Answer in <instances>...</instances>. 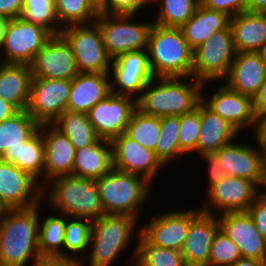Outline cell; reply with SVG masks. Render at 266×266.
I'll list each match as a JSON object with an SVG mask.
<instances>
[{
	"mask_svg": "<svg viewBox=\"0 0 266 266\" xmlns=\"http://www.w3.org/2000/svg\"><path fill=\"white\" fill-rule=\"evenodd\" d=\"M38 206L5 209L0 221V266H27L30 259L41 256Z\"/></svg>",
	"mask_w": 266,
	"mask_h": 266,
	"instance_id": "1",
	"label": "cell"
},
{
	"mask_svg": "<svg viewBox=\"0 0 266 266\" xmlns=\"http://www.w3.org/2000/svg\"><path fill=\"white\" fill-rule=\"evenodd\" d=\"M183 79L184 77L151 79L145 86L144 93L135 97L137 108L144 114L155 117L181 116L194 111L201 102L205 82L194 79V83L186 84ZM156 80L159 84L154 86L153 82Z\"/></svg>",
	"mask_w": 266,
	"mask_h": 266,
	"instance_id": "2",
	"label": "cell"
},
{
	"mask_svg": "<svg viewBox=\"0 0 266 266\" xmlns=\"http://www.w3.org/2000/svg\"><path fill=\"white\" fill-rule=\"evenodd\" d=\"M148 57L151 72L157 77L191 79L193 52L180 28L153 23L148 35Z\"/></svg>",
	"mask_w": 266,
	"mask_h": 266,
	"instance_id": "3",
	"label": "cell"
},
{
	"mask_svg": "<svg viewBox=\"0 0 266 266\" xmlns=\"http://www.w3.org/2000/svg\"><path fill=\"white\" fill-rule=\"evenodd\" d=\"M51 190L45 199L59 214L70 218L78 217L91 221L104 215L98 188L94 179L75 175L59 176L51 179Z\"/></svg>",
	"mask_w": 266,
	"mask_h": 266,
	"instance_id": "4",
	"label": "cell"
},
{
	"mask_svg": "<svg viewBox=\"0 0 266 266\" xmlns=\"http://www.w3.org/2000/svg\"><path fill=\"white\" fill-rule=\"evenodd\" d=\"M95 182L104 214L128 215L136 218L139 206L147 200L151 185V182L143 176L115 168Z\"/></svg>",
	"mask_w": 266,
	"mask_h": 266,
	"instance_id": "5",
	"label": "cell"
},
{
	"mask_svg": "<svg viewBox=\"0 0 266 266\" xmlns=\"http://www.w3.org/2000/svg\"><path fill=\"white\" fill-rule=\"evenodd\" d=\"M136 221L134 216L117 214H104L92 221L90 266H110L129 244Z\"/></svg>",
	"mask_w": 266,
	"mask_h": 266,
	"instance_id": "6",
	"label": "cell"
},
{
	"mask_svg": "<svg viewBox=\"0 0 266 266\" xmlns=\"http://www.w3.org/2000/svg\"><path fill=\"white\" fill-rule=\"evenodd\" d=\"M61 35L72 49L79 73H110L113 59L107 53L95 21L63 27Z\"/></svg>",
	"mask_w": 266,
	"mask_h": 266,
	"instance_id": "7",
	"label": "cell"
},
{
	"mask_svg": "<svg viewBox=\"0 0 266 266\" xmlns=\"http://www.w3.org/2000/svg\"><path fill=\"white\" fill-rule=\"evenodd\" d=\"M236 50L230 26L213 33L193 52L192 77L201 82L225 79Z\"/></svg>",
	"mask_w": 266,
	"mask_h": 266,
	"instance_id": "8",
	"label": "cell"
},
{
	"mask_svg": "<svg viewBox=\"0 0 266 266\" xmlns=\"http://www.w3.org/2000/svg\"><path fill=\"white\" fill-rule=\"evenodd\" d=\"M131 18L133 19L132 15L99 12L95 20L107 53L112 59L123 53L148 48V35L153 22L136 24L131 22Z\"/></svg>",
	"mask_w": 266,
	"mask_h": 266,
	"instance_id": "9",
	"label": "cell"
},
{
	"mask_svg": "<svg viewBox=\"0 0 266 266\" xmlns=\"http://www.w3.org/2000/svg\"><path fill=\"white\" fill-rule=\"evenodd\" d=\"M53 35L43 27L24 21L21 17L7 20L0 50L7 64L31 65L36 54Z\"/></svg>",
	"mask_w": 266,
	"mask_h": 266,
	"instance_id": "10",
	"label": "cell"
},
{
	"mask_svg": "<svg viewBox=\"0 0 266 266\" xmlns=\"http://www.w3.org/2000/svg\"><path fill=\"white\" fill-rule=\"evenodd\" d=\"M71 80L32 77L26 111L39 124H52L66 110Z\"/></svg>",
	"mask_w": 266,
	"mask_h": 266,
	"instance_id": "11",
	"label": "cell"
},
{
	"mask_svg": "<svg viewBox=\"0 0 266 266\" xmlns=\"http://www.w3.org/2000/svg\"><path fill=\"white\" fill-rule=\"evenodd\" d=\"M39 182L13 163L0 159V203L6 209L29 208L40 204L48 189Z\"/></svg>",
	"mask_w": 266,
	"mask_h": 266,
	"instance_id": "12",
	"label": "cell"
},
{
	"mask_svg": "<svg viewBox=\"0 0 266 266\" xmlns=\"http://www.w3.org/2000/svg\"><path fill=\"white\" fill-rule=\"evenodd\" d=\"M134 97L111 93L88 111L89 121L99 138L111 141L125 133L137 108V99Z\"/></svg>",
	"mask_w": 266,
	"mask_h": 266,
	"instance_id": "13",
	"label": "cell"
},
{
	"mask_svg": "<svg viewBox=\"0 0 266 266\" xmlns=\"http://www.w3.org/2000/svg\"><path fill=\"white\" fill-rule=\"evenodd\" d=\"M111 65V93L116 95L143 93L147 83L155 78L150 69L147 49L123 53L114 58ZM114 84L118 88H114Z\"/></svg>",
	"mask_w": 266,
	"mask_h": 266,
	"instance_id": "14",
	"label": "cell"
},
{
	"mask_svg": "<svg viewBox=\"0 0 266 266\" xmlns=\"http://www.w3.org/2000/svg\"><path fill=\"white\" fill-rule=\"evenodd\" d=\"M230 142L213 154L219 159L221 170L227 176L252 181L258 188L263 183L266 166V150Z\"/></svg>",
	"mask_w": 266,
	"mask_h": 266,
	"instance_id": "15",
	"label": "cell"
},
{
	"mask_svg": "<svg viewBox=\"0 0 266 266\" xmlns=\"http://www.w3.org/2000/svg\"><path fill=\"white\" fill-rule=\"evenodd\" d=\"M113 168L137 174L149 182L156 178L160 167L165 166L154 151L142 146L125 133L111 140Z\"/></svg>",
	"mask_w": 266,
	"mask_h": 266,
	"instance_id": "16",
	"label": "cell"
},
{
	"mask_svg": "<svg viewBox=\"0 0 266 266\" xmlns=\"http://www.w3.org/2000/svg\"><path fill=\"white\" fill-rule=\"evenodd\" d=\"M30 67L33 77L43 79L72 80L79 73L72 49L61 34L48 40Z\"/></svg>",
	"mask_w": 266,
	"mask_h": 266,
	"instance_id": "17",
	"label": "cell"
},
{
	"mask_svg": "<svg viewBox=\"0 0 266 266\" xmlns=\"http://www.w3.org/2000/svg\"><path fill=\"white\" fill-rule=\"evenodd\" d=\"M259 191V188L252 181L234 176H226L219 183L208 189L209 203L204 204L201 210L215 214V211L211 208L214 206L219 209L218 212L220 214L246 212L254 202Z\"/></svg>",
	"mask_w": 266,
	"mask_h": 266,
	"instance_id": "18",
	"label": "cell"
},
{
	"mask_svg": "<svg viewBox=\"0 0 266 266\" xmlns=\"http://www.w3.org/2000/svg\"><path fill=\"white\" fill-rule=\"evenodd\" d=\"M199 210L171 211L141 227L139 235L150 245L180 251L188 234L190 220Z\"/></svg>",
	"mask_w": 266,
	"mask_h": 266,
	"instance_id": "19",
	"label": "cell"
},
{
	"mask_svg": "<svg viewBox=\"0 0 266 266\" xmlns=\"http://www.w3.org/2000/svg\"><path fill=\"white\" fill-rule=\"evenodd\" d=\"M218 216L220 230L238 246L242 257L266 263V240L247 211L227 212Z\"/></svg>",
	"mask_w": 266,
	"mask_h": 266,
	"instance_id": "20",
	"label": "cell"
},
{
	"mask_svg": "<svg viewBox=\"0 0 266 266\" xmlns=\"http://www.w3.org/2000/svg\"><path fill=\"white\" fill-rule=\"evenodd\" d=\"M218 215L199 211L191 218L180 250L187 266H208L211 245L219 228Z\"/></svg>",
	"mask_w": 266,
	"mask_h": 266,
	"instance_id": "21",
	"label": "cell"
},
{
	"mask_svg": "<svg viewBox=\"0 0 266 266\" xmlns=\"http://www.w3.org/2000/svg\"><path fill=\"white\" fill-rule=\"evenodd\" d=\"M201 96V102L213 113L229 122L238 132L246 126H254L255 115L252 98L230 89L227 85L213 92L210 100Z\"/></svg>",
	"mask_w": 266,
	"mask_h": 266,
	"instance_id": "22",
	"label": "cell"
},
{
	"mask_svg": "<svg viewBox=\"0 0 266 266\" xmlns=\"http://www.w3.org/2000/svg\"><path fill=\"white\" fill-rule=\"evenodd\" d=\"M39 130L44 132V177L48 179L47 182L59 176L72 175L76 149L69 138L53 124L40 125Z\"/></svg>",
	"mask_w": 266,
	"mask_h": 266,
	"instance_id": "23",
	"label": "cell"
},
{
	"mask_svg": "<svg viewBox=\"0 0 266 266\" xmlns=\"http://www.w3.org/2000/svg\"><path fill=\"white\" fill-rule=\"evenodd\" d=\"M110 73H78L71 80L66 110L88 113L98 102L111 94Z\"/></svg>",
	"mask_w": 266,
	"mask_h": 266,
	"instance_id": "24",
	"label": "cell"
},
{
	"mask_svg": "<svg viewBox=\"0 0 266 266\" xmlns=\"http://www.w3.org/2000/svg\"><path fill=\"white\" fill-rule=\"evenodd\" d=\"M266 79V65L258 52H236L226 85L243 95L253 97Z\"/></svg>",
	"mask_w": 266,
	"mask_h": 266,
	"instance_id": "25",
	"label": "cell"
},
{
	"mask_svg": "<svg viewBox=\"0 0 266 266\" xmlns=\"http://www.w3.org/2000/svg\"><path fill=\"white\" fill-rule=\"evenodd\" d=\"M236 52H258L266 43V13L244 11L229 20Z\"/></svg>",
	"mask_w": 266,
	"mask_h": 266,
	"instance_id": "26",
	"label": "cell"
},
{
	"mask_svg": "<svg viewBox=\"0 0 266 266\" xmlns=\"http://www.w3.org/2000/svg\"><path fill=\"white\" fill-rule=\"evenodd\" d=\"M32 77L29 65L0 62V97L17 111L26 110Z\"/></svg>",
	"mask_w": 266,
	"mask_h": 266,
	"instance_id": "27",
	"label": "cell"
},
{
	"mask_svg": "<svg viewBox=\"0 0 266 266\" xmlns=\"http://www.w3.org/2000/svg\"><path fill=\"white\" fill-rule=\"evenodd\" d=\"M200 122L196 152L201 156L216 152L232 142L239 133L229 122L213 113L202 102H200Z\"/></svg>",
	"mask_w": 266,
	"mask_h": 266,
	"instance_id": "28",
	"label": "cell"
},
{
	"mask_svg": "<svg viewBox=\"0 0 266 266\" xmlns=\"http://www.w3.org/2000/svg\"><path fill=\"white\" fill-rule=\"evenodd\" d=\"M112 168L111 141L99 138L94 144L76 150L72 175L96 180Z\"/></svg>",
	"mask_w": 266,
	"mask_h": 266,
	"instance_id": "29",
	"label": "cell"
},
{
	"mask_svg": "<svg viewBox=\"0 0 266 266\" xmlns=\"http://www.w3.org/2000/svg\"><path fill=\"white\" fill-rule=\"evenodd\" d=\"M230 17L199 4L195 13L180 27L189 46L195 50L213 33L226 29Z\"/></svg>",
	"mask_w": 266,
	"mask_h": 266,
	"instance_id": "30",
	"label": "cell"
},
{
	"mask_svg": "<svg viewBox=\"0 0 266 266\" xmlns=\"http://www.w3.org/2000/svg\"><path fill=\"white\" fill-rule=\"evenodd\" d=\"M13 163L20 170L27 172L37 181L42 178L45 163V147L42 131L38 130L31 138L17 148L7 149L0 158ZM39 177V178H38Z\"/></svg>",
	"mask_w": 266,
	"mask_h": 266,
	"instance_id": "31",
	"label": "cell"
},
{
	"mask_svg": "<svg viewBox=\"0 0 266 266\" xmlns=\"http://www.w3.org/2000/svg\"><path fill=\"white\" fill-rule=\"evenodd\" d=\"M40 125L26 111H18L0 123V158L7 149L17 148L31 138Z\"/></svg>",
	"mask_w": 266,
	"mask_h": 266,
	"instance_id": "32",
	"label": "cell"
},
{
	"mask_svg": "<svg viewBox=\"0 0 266 266\" xmlns=\"http://www.w3.org/2000/svg\"><path fill=\"white\" fill-rule=\"evenodd\" d=\"M52 124L69 138L76 150L99 139L86 113L65 110Z\"/></svg>",
	"mask_w": 266,
	"mask_h": 266,
	"instance_id": "33",
	"label": "cell"
},
{
	"mask_svg": "<svg viewBox=\"0 0 266 266\" xmlns=\"http://www.w3.org/2000/svg\"><path fill=\"white\" fill-rule=\"evenodd\" d=\"M160 133V117L144 114L138 108L133 112L125 130L128 137L152 151H155Z\"/></svg>",
	"mask_w": 266,
	"mask_h": 266,
	"instance_id": "34",
	"label": "cell"
},
{
	"mask_svg": "<svg viewBox=\"0 0 266 266\" xmlns=\"http://www.w3.org/2000/svg\"><path fill=\"white\" fill-rule=\"evenodd\" d=\"M66 215L48 216L39 222V251L41 255L64 257Z\"/></svg>",
	"mask_w": 266,
	"mask_h": 266,
	"instance_id": "35",
	"label": "cell"
},
{
	"mask_svg": "<svg viewBox=\"0 0 266 266\" xmlns=\"http://www.w3.org/2000/svg\"><path fill=\"white\" fill-rule=\"evenodd\" d=\"M138 238L135 266H187L180 251L150 245L140 235Z\"/></svg>",
	"mask_w": 266,
	"mask_h": 266,
	"instance_id": "36",
	"label": "cell"
},
{
	"mask_svg": "<svg viewBox=\"0 0 266 266\" xmlns=\"http://www.w3.org/2000/svg\"><path fill=\"white\" fill-rule=\"evenodd\" d=\"M55 11L59 23L66 27L94 22L100 8L93 0H55Z\"/></svg>",
	"mask_w": 266,
	"mask_h": 266,
	"instance_id": "37",
	"label": "cell"
},
{
	"mask_svg": "<svg viewBox=\"0 0 266 266\" xmlns=\"http://www.w3.org/2000/svg\"><path fill=\"white\" fill-rule=\"evenodd\" d=\"M24 21L39 25L52 35H60L63 27L58 24L55 11V0H23L20 16Z\"/></svg>",
	"mask_w": 266,
	"mask_h": 266,
	"instance_id": "38",
	"label": "cell"
},
{
	"mask_svg": "<svg viewBox=\"0 0 266 266\" xmlns=\"http://www.w3.org/2000/svg\"><path fill=\"white\" fill-rule=\"evenodd\" d=\"M161 133L154 153L163 164L179 157L180 152L179 131L180 116L160 117Z\"/></svg>",
	"mask_w": 266,
	"mask_h": 266,
	"instance_id": "39",
	"label": "cell"
},
{
	"mask_svg": "<svg viewBox=\"0 0 266 266\" xmlns=\"http://www.w3.org/2000/svg\"><path fill=\"white\" fill-rule=\"evenodd\" d=\"M160 5L156 21L164 27H182L195 13L200 0H155ZM159 1V2H158Z\"/></svg>",
	"mask_w": 266,
	"mask_h": 266,
	"instance_id": "40",
	"label": "cell"
},
{
	"mask_svg": "<svg viewBox=\"0 0 266 266\" xmlns=\"http://www.w3.org/2000/svg\"><path fill=\"white\" fill-rule=\"evenodd\" d=\"M73 220L67 221L64 235L63 248L66 250L64 253L65 258H71L72 260L80 263L81 260H77V253L88 250L92 221L84 218L73 217ZM73 253V257L67 255L69 252ZM77 257V258H76Z\"/></svg>",
	"mask_w": 266,
	"mask_h": 266,
	"instance_id": "41",
	"label": "cell"
},
{
	"mask_svg": "<svg viewBox=\"0 0 266 266\" xmlns=\"http://www.w3.org/2000/svg\"><path fill=\"white\" fill-rule=\"evenodd\" d=\"M241 257L238 246L219 229L211 245L208 266H231Z\"/></svg>",
	"mask_w": 266,
	"mask_h": 266,
	"instance_id": "42",
	"label": "cell"
},
{
	"mask_svg": "<svg viewBox=\"0 0 266 266\" xmlns=\"http://www.w3.org/2000/svg\"><path fill=\"white\" fill-rule=\"evenodd\" d=\"M200 127L199 103L194 111L180 116L179 145L182 154L196 152Z\"/></svg>",
	"mask_w": 266,
	"mask_h": 266,
	"instance_id": "43",
	"label": "cell"
},
{
	"mask_svg": "<svg viewBox=\"0 0 266 266\" xmlns=\"http://www.w3.org/2000/svg\"><path fill=\"white\" fill-rule=\"evenodd\" d=\"M147 4L149 3L146 0H106L100 7V12L134 16Z\"/></svg>",
	"mask_w": 266,
	"mask_h": 266,
	"instance_id": "44",
	"label": "cell"
},
{
	"mask_svg": "<svg viewBox=\"0 0 266 266\" xmlns=\"http://www.w3.org/2000/svg\"><path fill=\"white\" fill-rule=\"evenodd\" d=\"M204 7L234 17L238 13L248 11V0H200Z\"/></svg>",
	"mask_w": 266,
	"mask_h": 266,
	"instance_id": "45",
	"label": "cell"
},
{
	"mask_svg": "<svg viewBox=\"0 0 266 266\" xmlns=\"http://www.w3.org/2000/svg\"><path fill=\"white\" fill-rule=\"evenodd\" d=\"M247 212L259 233L266 240V196L259 192Z\"/></svg>",
	"mask_w": 266,
	"mask_h": 266,
	"instance_id": "46",
	"label": "cell"
},
{
	"mask_svg": "<svg viewBox=\"0 0 266 266\" xmlns=\"http://www.w3.org/2000/svg\"><path fill=\"white\" fill-rule=\"evenodd\" d=\"M201 157H203L204 160L207 161L209 165L208 188L210 189L213 185L219 183L227 175L221 170L222 168L220 167L219 159L213 153H207L205 155H202Z\"/></svg>",
	"mask_w": 266,
	"mask_h": 266,
	"instance_id": "47",
	"label": "cell"
},
{
	"mask_svg": "<svg viewBox=\"0 0 266 266\" xmlns=\"http://www.w3.org/2000/svg\"><path fill=\"white\" fill-rule=\"evenodd\" d=\"M23 9V0H0V17L11 20L20 17Z\"/></svg>",
	"mask_w": 266,
	"mask_h": 266,
	"instance_id": "48",
	"label": "cell"
},
{
	"mask_svg": "<svg viewBox=\"0 0 266 266\" xmlns=\"http://www.w3.org/2000/svg\"><path fill=\"white\" fill-rule=\"evenodd\" d=\"M33 266H79V263L71 258L62 256L41 255L34 260Z\"/></svg>",
	"mask_w": 266,
	"mask_h": 266,
	"instance_id": "49",
	"label": "cell"
},
{
	"mask_svg": "<svg viewBox=\"0 0 266 266\" xmlns=\"http://www.w3.org/2000/svg\"><path fill=\"white\" fill-rule=\"evenodd\" d=\"M254 131L258 145L266 150V110L255 115Z\"/></svg>",
	"mask_w": 266,
	"mask_h": 266,
	"instance_id": "50",
	"label": "cell"
},
{
	"mask_svg": "<svg viewBox=\"0 0 266 266\" xmlns=\"http://www.w3.org/2000/svg\"><path fill=\"white\" fill-rule=\"evenodd\" d=\"M252 108L254 115L266 110V79L257 93L252 97Z\"/></svg>",
	"mask_w": 266,
	"mask_h": 266,
	"instance_id": "51",
	"label": "cell"
},
{
	"mask_svg": "<svg viewBox=\"0 0 266 266\" xmlns=\"http://www.w3.org/2000/svg\"><path fill=\"white\" fill-rule=\"evenodd\" d=\"M18 111L3 98L0 97V123L8 118H11Z\"/></svg>",
	"mask_w": 266,
	"mask_h": 266,
	"instance_id": "52",
	"label": "cell"
},
{
	"mask_svg": "<svg viewBox=\"0 0 266 266\" xmlns=\"http://www.w3.org/2000/svg\"><path fill=\"white\" fill-rule=\"evenodd\" d=\"M248 11L266 13V0H248Z\"/></svg>",
	"mask_w": 266,
	"mask_h": 266,
	"instance_id": "53",
	"label": "cell"
},
{
	"mask_svg": "<svg viewBox=\"0 0 266 266\" xmlns=\"http://www.w3.org/2000/svg\"><path fill=\"white\" fill-rule=\"evenodd\" d=\"M231 266H266V263L253 258L241 257Z\"/></svg>",
	"mask_w": 266,
	"mask_h": 266,
	"instance_id": "54",
	"label": "cell"
},
{
	"mask_svg": "<svg viewBox=\"0 0 266 266\" xmlns=\"http://www.w3.org/2000/svg\"><path fill=\"white\" fill-rule=\"evenodd\" d=\"M7 20L0 17V47L2 46L3 43V38H4V30L6 27Z\"/></svg>",
	"mask_w": 266,
	"mask_h": 266,
	"instance_id": "55",
	"label": "cell"
},
{
	"mask_svg": "<svg viewBox=\"0 0 266 266\" xmlns=\"http://www.w3.org/2000/svg\"><path fill=\"white\" fill-rule=\"evenodd\" d=\"M262 61L265 63L266 65V43L260 48V50L258 51Z\"/></svg>",
	"mask_w": 266,
	"mask_h": 266,
	"instance_id": "56",
	"label": "cell"
},
{
	"mask_svg": "<svg viewBox=\"0 0 266 266\" xmlns=\"http://www.w3.org/2000/svg\"><path fill=\"white\" fill-rule=\"evenodd\" d=\"M106 0H93V2L100 8Z\"/></svg>",
	"mask_w": 266,
	"mask_h": 266,
	"instance_id": "57",
	"label": "cell"
},
{
	"mask_svg": "<svg viewBox=\"0 0 266 266\" xmlns=\"http://www.w3.org/2000/svg\"><path fill=\"white\" fill-rule=\"evenodd\" d=\"M262 186L266 188V166H265V169H264V179H263V183H262ZM262 194H264L266 196V193L263 192Z\"/></svg>",
	"mask_w": 266,
	"mask_h": 266,
	"instance_id": "58",
	"label": "cell"
},
{
	"mask_svg": "<svg viewBox=\"0 0 266 266\" xmlns=\"http://www.w3.org/2000/svg\"><path fill=\"white\" fill-rule=\"evenodd\" d=\"M5 209L6 208L0 203V221L2 219V215H3L4 211H5Z\"/></svg>",
	"mask_w": 266,
	"mask_h": 266,
	"instance_id": "59",
	"label": "cell"
},
{
	"mask_svg": "<svg viewBox=\"0 0 266 266\" xmlns=\"http://www.w3.org/2000/svg\"><path fill=\"white\" fill-rule=\"evenodd\" d=\"M148 3H152V2H155V0H146Z\"/></svg>",
	"mask_w": 266,
	"mask_h": 266,
	"instance_id": "60",
	"label": "cell"
}]
</instances>
